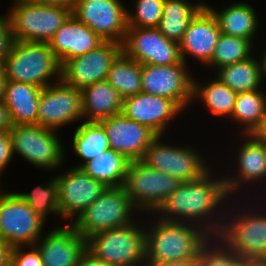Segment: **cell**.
<instances>
[{
    "mask_svg": "<svg viewBox=\"0 0 266 266\" xmlns=\"http://www.w3.org/2000/svg\"><path fill=\"white\" fill-rule=\"evenodd\" d=\"M127 10L121 0H77L72 14L104 41L123 44L128 28Z\"/></svg>",
    "mask_w": 266,
    "mask_h": 266,
    "instance_id": "7c38bea8",
    "label": "cell"
},
{
    "mask_svg": "<svg viewBox=\"0 0 266 266\" xmlns=\"http://www.w3.org/2000/svg\"><path fill=\"white\" fill-rule=\"evenodd\" d=\"M0 266H14V265H13V262H12V260L10 258L7 262H5L3 264H0Z\"/></svg>",
    "mask_w": 266,
    "mask_h": 266,
    "instance_id": "f907efd6",
    "label": "cell"
},
{
    "mask_svg": "<svg viewBox=\"0 0 266 266\" xmlns=\"http://www.w3.org/2000/svg\"><path fill=\"white\" fill-rule=\"evenodd\" d=\"M6 81L7 80L5 77L3 65L0 64V101H3V99H4V91H5Z\"/></svg>",
    "mask_w": 266,
    "mask_h": 266,
    "instance_id": "7dc6e473",
    "label": "cell"
},
{
    "mask_svg": "<svg viewBox=\"0 0 266 266\" xmlns=\"http://www.w3.org/2000/svg\"><path fill=\"white\" fill-rule=\"evenodd\" d=\"M134 221L87 238V250L111 266H144L145 231ZM139 264V265H138Z\"/></svg>",
    "mask_w": 266,
    "mask_h": 266,
    "instance_id": "5b68a950",
    "label": "cell"
},
{
    "mask_svg": "<svg viewBox=\"0 0 266 266\" xmlns=\"http://www.w3.org/2000/svg\"><path fill=\"white\" fill-rule=\"evenodd\" d=\"M183 109L173 100L148 93H138L123 99L122 113L157 136H162L169 121Z\"/></svg>",
    "mask_w": 266,
    "mask_h": 266,
    "instance_id": "d6986e66",
    "label": "cell"
},
{
    "mask_svg": "<svg viewBox=\"0 0 266 266\" xmlns=\"http://www.w3.org/2000/svg\"><path fill=\"white\" fill-rule=\"evenodd\" d=\"M25 1L41 5H62L65 7H70L72 9L77 0H25Z\"/></svg>",
    "mask_w": 266,
    "mask_h": 266,
    "instance_id": "ee69618b",
    "label": "cell"
},
{
    "mask_svg": "<svg viewBox=\"0 0 266 266\" xmlns=\"http://www.w3.org/2000/svg\"><path fill=\"white\" fill-rule=\"evenodd\" d=\"M45 222L16 192L0 191V238L12 248L34 246Z\"/></svg>",
    "mask_w": 266,
    "mask_h": 266,
    "instance_id": "9c48e42d",
    "label": "cell"
},
{
    "mask_svg": "<svg viewBox=\"0 0 266 266\" xmlns=\"http://www.w3.org/2000/svg\"><path fill=\"white\" fill-rule=\"evenodd\" d=\"M253 43L250 40L228 36L221 33L211 61L206 65L221 68L238 63L252 56Z\"/></svg>",
    "mask_w": 266,
    "mask_h": 266,
    "instance_id": "836d02e7",
    "label": "cell"
},
{
    "mask_svg": "<svg viewBox=\"0 0 266 266\" xmlns=\"http://www.w3.org/2000/svg\"><path fill=\"white\" fill-rule=\"evenodd\" d=\"M181 182L142 160L130 161L124 187L137 211L156 212Z\"/></svg>",
    "mask_w": 266,
    "mask_h": 266,
    "instance_id": "52a82bcc",
    "label": "cell"
},
{
    "mask_svg": "<svg viewBox=\"0 0 266 266\" xmlns=\"http://www.w3.org/2000/svg\"><path fill=\"white\" fill-rule=\"evenodd\" d=\"M8 15H0V64L3 65L13 43Z\"/></svg>",
    "mask_w": 266,
    "mask_h": 266,
    "instance_id": "f35d334b",
    "label": "cell"
},
{
    "mask_svg": "<svg viewBox=\"0 0 266 266\" xmlns=\"http://www.w3.org/2000/svg\"><path fill=\"white\" fill-rule=\"evenodd\" d=\"M13 126L7 106L0 101V132L9 131Z\"/></svg>",
    "mask_w": 266,
    "mask_h": 266,
    "instance_id": "7bdbcfd3",
    "label": "cell"
},
{
    "mask_svg": "<svg viewBox=\"0 0 266 266\" xmlns=\"http://www.w3.org/2000/svg\"><path fill=\"white\" fill-rule=\"evenodd\" d=\"M258 60L251 56L218 68L217 78L236 93L259 90L262 79Z\"/></svg>",
    "mask_w": 266,
    "mask_h": 266,
    "instance_id": "f546056e",
    "label": "cell"
},
{
    "mask_svg": "<svg viewBox=\"0 0 266 266\" xmlns=\"http://www.w3.org/2000/svg\"><path fill=\"white\" fill-rule=\"evenodd\" d=\"M133 210L136 212L124 186L108 187L69 224L87 239L98 232L133 222Z\"/></svg>",
    "mask_w": 266,
    "mask_h": 266,
    "instance_id": "8992f818",
    "label": "cell"
},
{
    "mask_svg": "<svg viewBox=\"0 0 266 266\" xmlns=\"http://www.w3.org/2000/svg\"><path fill=\"white\" fill-rule=\"evenodd\" d=\"M12 247L0 238V264L7 262L11 258Z\"/></svg>",
    "mask_w": 266,
    "mask_h": 266,
    "instance_id": "f6af8a7d",
    "label": "cell"
},
{
    "mask_svg": "<svg viewBox=\"0 0 266 266\" xmlns=\"http://www.w3.org/2000/svg\"><path fill=\"white\" fill-rule=\"evenodd\" d=\"M24 248V246L12 248L11 260L14 266H43L41 253L35 245L29 246L28 252L24 251Z\"/></svg>",
    "mask_w": 266,
    "mask_h": 266,
    "instance_id": "74e56055",
    "label": "cell"
},
{
    "mask_svg": "<svg viewBox=\"0 0 266 266\" xmlns=\"http://www.w3.org/2000/svg\"><path fill=\"white\" fill-rule=\"evenodd\" d=\"M184 61L175 65H142V92L175 101L182 109L193 98V79Z\"/></svg>",
    "mask_w": 266,
    "mask_h": 266,
    "instance_id": "2e32d148",
    "label": "cell"
},
{
    "mask_svg": "<svg viewBox=\"0 0 266 266\" xmlns=\"http://www.w3.org/2000/svg\"><path fill=\"white\" fill-rule=\"evenodd\" d=\"M103 41L87 25L71 14L48 42V45L61 66L69 59L92 51Z\"/></svg>",
    "mask_w": 266,
    "mask_h": 266,
    "instance_id": "7402d4cb",
    "label": "cell"
},
{
    "mask_svg": "<svg viewBox=\"0 0 266 266\" xmlns=\"http://www.w3.org/2000/svg\"><path fill=\"white\" fill-rule=\"evenodd\" d=\"M252 261L235 254L218 237L211 236L200 249L197 266H250Z\"/></svg>",
    "mask_w": 266,
    "mask_h": 266,
    "instance_id": "e575fe53",
    "label": "cell"
},
{
    "mask_svg": "<svg viewBox=\"0 0 266 266\" xmlns=\"http://www.w3.org/2000/svg\"><path fill=\"white\" fill-rule=\"evenodd\" d=\"M122 51L141 65H175L182 62L179 43L157 28L128 27Z\"/></svg>",
    "mask_w": 266,
    "mask_h": 266,
    "instance_id": "4fadbf2b",
    "label": "cell"
},
{
    "mask_svg": "<svg viewBox=\"0 0 266 266\" xmlns=\"http://www.w3.org/2000/svg\"><path fill=\"white\" fill-rule=\"evenodd\" d=\"M73 150L84 163L98 156L100 153L110 149L103 126L98 121H85L77 127L73 136Z\"/></svg>",
    "mask_w": 266,
    "mask_h": 266,
    "instance_id": "d6a6232c",
    "label": "cell"
},
{
    "mask_svg": "<svg viewBox=\"0 0 266 266\" xmlns=\"http://www.w3.org/2000/svg\"><path fill=\"white\" fill-rule=\"evenodd\" d=\"M205 3L191 4L185 0H165L157 29L167 38L179 42L191 19Z\"/></svg>",
    "mask_w": 266,
    "mask_h": 266,
    "instance_id": "83f0119b",
    "label": "cell"
},
{
    "mask_svg": "<svg viewBox=\"0 0 266 266\" xmlns=\"http://www.w3.org/2000/svg\"><path fill=\"white\" fill-rule=\"evenodd\" d=\"M16 193L45 221L50 213L60 216L58 183L55 177L46 185L35 187L31 193Z\"/></svg>",
    "mask_w": 266,
    "mask_h": 266,
    "instance_id": "d590c367",
    "label": "cell"
},
{
    "mask_svg": "<svg viewBox=\"0 0 266 266\" xmlns=\"http://www.w3.org/2000/svg\"><path fill=\"white\" fill-rule=\"evenodd\" d=\"M48 85L40 92L37 125L58 130L66 124L83 119L80 89L64 83Z\"/></svg>",
    "mask_w": 266,
    "mask_h": 266,
    "instance_id": "5bb4252c",
    "label": "cell"
},
{
    "mask_svg": "<svg viewBox=\"0 0 266 266\" xmlns=\"http://www.w3.org/2000/svg\"><path fill=\"white\" fill-rule=\"evenodd\" d=\"M55 178L58 183V204L62 218L72 217L75 220L108 188L76 167L69 169L66 173L63 172L62 175L55 176Z\"/></svg>",
    "mask_w": 266,
    "mask_h": 266,
    "instance_id": "e0dca14e",
    "label": "cell"
},
{
    "mask_svg": "<svg viewBox=\"0 0 266 266\" xmlns=\"http://www.w3.org/2000/svg\"><path fill=\"white\" fill-rule=\"evenodd\" d=\"M228 197L224 177H213L211 168L197 180L181 182L155 213L161 220L196 224L211 236H217L224 221L223 217H216L220 216L216 210Z\"/></svg>",
    "mask_w": 266,
    "mask_h": 266,
    "instance_id": "6da1fadb",
    "label": "cell"
},
{
    "mask_svg": "<svg viewBox=\"0 0 266 266\" xmlns=\"http://www.w3.org/2000/svg\"><path fill=\"white\" fill-rule=\"evenodd\" d=\"M236 96L237 93L218 78L207 82V85L204 86L193 79V98H201L200 100L215 116L226 115L230 118L234 110Z\"/></svg>",
    "mask_w": 266,
    "mask_h": 266,
    "instance_id": "1f68e13d",
    "label": "cell"
},
{
    "mask_svg": "<svg viewBox=\"0 0 266 266\" xmlns=\"http://www.w3.org/2000/svg\"><path fill=\"white\" fill-rule=\"evenodd\" d=\"M55 130L40 125H13L8 131L12 153L19 154L37 168L54 170L64 161V146Z\"/></svg>",
    "mask_w": 266,
    "mask_h": 266,
    "instance_id": "ba28073f",
    "label": "cell"
},
{
    "mask_svg": "<svg viewBox=\"0 0 266 266\" xmlns=\"http://www.w3.org/2000/svg\"><path fill=\"white\" fill-rule=\"evenodd\" d=\"M256 212L243 211L236 216L231 212L234 217L223 220L216 237L237 255L266 260V212Z\"/></svg>",
    "mask_w": 266,
    "mask_h": 266,
    "instance_id": "30bf717a",
    "label": "cell"
},
{
    "mask_svg": "<svg viewBox=\"0 0 266 266\" xmlns=\"http://www.w3.org/2000/svg\"><path fill=\"white\" fill-rule=\"evenodd\" d=\"M130 160L120 152L108 149L84 163L80 169L107 187L124 186Z\"/></svg>",
    "mask_w": 266,
    "mask_h": 266,
    "instance_id": "4316f807",
    "label": "cell"
},
{
    "mask_svg": "<svg viewBox=\"0 0 266 266\" xmlns=\"http://www.w3.org/2000/svg\"><path fill=\"white\" fill-rule=\"evenodd\" d=\"M80 91L85 121H100L122 113L123 98L107 80L86 86Z\"/></svg>",
    "mask_w": 266,
    "mask_h": 266,
    "instance_id": "d4e9b609",
    "label": "cell"
},
{
    "mask_svg": "<svg viewBox=\"0 0 266 266\" xmlns=\"http://www.w3.org/2000/svg\"><path fill=\"white\" fill-rule=\"evenodd\" d=\"M3 69L6 80L44 88L53 76L60 78L61 66L48 43L14 40Z\"/></svg>",
    "mask_w": 266,
    "mask_h": 266,
    "instance_id": "3957f363",
    "label": "cell"
},
{
    "mask_svg": "<svg viewBox=\"0 0 266 266\" xmlns=\"http://www.w3.org/2000/svg\"><path fill=\"white\" fill-rule=\"evenodd\" d=\"M250 266H266V260H253Z\"/></svg>",
    "mask_w": 266,
    "mask_h": 266,
    "instance_id": "681fc988",
    "label": "cell"
},
{
    "mask_svg": "<svg viewBox=\"0 0 266 266\" xmlns=\"http://www.w3.org/2000/svg\"><path fill=\"white\" fill-rule=\"evenodd\" d=\"M76 266H111L86 250Z\"/></svg>",
    "mask_w": 266,
    "mask_h": 266,
    "instance_id": "b9f144b4",
    "label": "cell"
},
{
    "mask_svg": "<svg viewBox=\"0 0 266 266\" xmlns=\"http://www.w3.org/2000/svg\"><path fill=\"white\" fill-rule=\"evenodd\" d=\"M145 229L146 262H170L198 258L211 235L198 225L157 218ZM147 230V231H146Z\"/></svg>",
    "mask_w": 266,
    "mask_h": 266,
    "instance_id": "7a4b0ae2",
    "label": "cell"
},
{
    "mask_svg": "<svg viewBox=\"0 0 266 266\" xmlns=\"http://www.w3.org/2000/svg\"><path fill=\"white\" fill-rule=\"evenodd\" d=\"M259 142L266 143V117L252 134Z\"/></svg>",
    "mask_w": 266,
    "mask_h": 266,
    "instance_id": "bcb514c9",
    "label": "cell"
},
{
    "mask_svg": "<svg viewBox=\"0 0 266 266\" xmlns=\"http://www.w3.org/2000/svg\"><path fill=\"white\" fill-rule=\"evenodd\" d=\"M48 232L35 244L41 253L43 266H76L87 250V239L69 224Z\"/></svg>",
    "mask_w": 266,
    "mask_h": 266,
    "instance_id": "44dd1931",
    "label": "cell"
},
{
    "mask_svg": "<svg viewBox=\"0 0 266 266\" xmlns=\"http://www.w3.org/2000/svg\"><path fill=\"white\" fill-rule=\"evenodd\" d=\"M165 0H136L135 12L127 10L128 27L157 28Z\"/></svg>",
    "mask_w": 266,
    "mask_h": 266,
    "instance_id": "8d00e7d4",
    "label": "cell"
},
{
    "mask_svg": "<svg viewBox=\"0 0 266 266\" xmlns=\"http://www.w3.org/2000/svg\"><path fill=\"white\" fill-rule=\"evenodd\" d=\"M160 138L161 136H157L153 140L141 159L148 166L175 177L180 182L197 180L211 169L195 148L166 145L161 143Z\"/></svg>",
    "mask_w": 266,
    "mask_h": 266,
    "instance_id": "8fae6325",
    "label": "cell"
},
{
    "mask_svg": "<svg viewBox=\"0 0 266 266\" xmlns=\"http://www.w3.org/2000/svg\"><path fill=\"white\" fill-rule=\"evenodd\" d=\"M263 57L261 58L259 62L260 66V74H261V79L262 81L264 80L263 77H266V51L262 55Z\"/></svg>",
    "mask_w": 266,
    "mask_h": 266,
    "instance_id": "c3c4849f",
    "label": "cell"
},
{
    "mask_svg": "<svg viewBox=\"0 0 266 266\" xmlns=\"http://www.w3.org/2000/svg\"><path fill=\"white\" fill-rule=\"evenodd\" d=\"M104 128L110 148L130 161L141 160L157 135L123 113L98 121Z\"/></svg>",
    "mask_w": 266,
    "mask_h": 266,
    "instance_id": "ac0fdd59",
    "label": "cell"
},
{
    "mask_svg": "<svg viewBox=\"0 0 266 266\" xmlns=\"http://www.w3.org/2000/svg\"><path fill=\"white\" fill-rule=\"evenodd\" d=\"M122 52V44L103 41L92 51L65 61L61 65L60 79L77 89L106 80L109 69Z\"/></svg>",
    "mask_w": 266,
    "mask_h": 266,
    "instance_id": "9a60e30c",
    "label": "cell"
},
{
    "mask_svg": "<svg viewBox=\"0 0 266 266\" xmlns=\"http://www.w3.org/2000/svg\"><path fill=\"white\" fill-rule=\"evenodd\" d=\"M221 35L219 23L212 11L204 5L191 19L179 43L182 61L186 54L207 65L213 56Z\"/></svg>",
    "mask_w": 266,
    "mask_h": 266,
    "instance_id": "ffe728a7",
    "label": "cell"
},
{
    "mask_svg": "<svg viewBox=\"0 0 266 266\" xmlns=\"http://www.w3.org/2000/svg\"><path fill=\"white\" fill-rule=\"evenodd\" d=\"M8 17L13 40L48 43L72 14L70 7L14 0Z\"/></svg>",
    "mask_w": 266,
    "mask_h": 266,
    "instance_id": "277c9868",
    "label": "cell"
},
{
    "mask_svg": "<svg viewBox=\"0 0 266 266\" xmlns=\"http://www.w3.org/2000/svg\"><path fill=\"white\" fill-rule=\"evenodd\" d=\"M246 139L239 145L237 155V176L224 177L229 195L248 183L261 181L266 178V152L264 143L259 142L252 134L245 135ZM248 137V138H247ZM244 185V186H243ZM240 187V188H239Z\"/></svg>",
    "mask_w": 266,
    "mask_h": 266,
    "instance_id": "603a6c76",
    "label": "cell"
},
{
    "mask_svg": "<svg viewBox=\"0 0 266 266\" xmlns=\"http://www.w3.org/2000/svg\"><path fill=\"white\" fill-rule=\"evenodd\" d=\"M205 5L215 15L222 34L247 39L253 43L252 39L258 28V21L257 14L251 5L245 2H236L220 12Z\"/></svg>",
    "mask_w": 266,
    "mask_h": 266,
    "instance_id": "484cf974",
    "label": "cell"
},
{
    "mask_svg": "<svg viewBox=\"0 0 266 266\" xmlns=\"http://www.w3.org/2000/svg\"><path fill=\"white\" fill-rule=\"evenodd\" d=\"M266 117V95L262 90L237 93L230 119L242 125L244 135L253 134Z\"/></svg>",
    "mask_w": 266,
    "mask_h": 266,
    "instance_id": "4dcf8cb0",
    "label": "cell"
},
{
    "mask_svg": "<svg viewBox=\"0 0 266 266\" xmlns=\"http://www.w3.org/2000/svg\"><path fill=\"white\" fill-rule=\"evenodd\" d=\"M11 139L8 131L0 132V174L13 158Z\"/></svg>",
    "mask_w": 266,
    "mask_h": 266,
    "instance_id": "ab89813d",
    "label": "cell"
},
{
    "mask_svg": "<svg viewBox=\"0 0 266 266\" xmlns=\"http://www.w3.org/2000/svg\"><path fill=\"white\" fill-rule=\"evenodd\" d=\"M41 90L29 83L6 81L3 103L13 125H37Z\"/></svg>",
    "mask_w": 266,
    "mask_h": 266,
    "instance_id": "cb8c5ba5",
    "label": "cell"
},
{
    "mask_svg": "<svg viewBox=\"0 0 266 266\" xmlns=\"http://www.w3.org/2000/svg\"><path fill=\"white\" fill-rule=\"evenodd\" d=\"M106 80L123 99L141 93L142 65L122 51L113 61Z\"/></svg>",
    "mask_w": 266,
    "mask_h": 266,
    "instance_id": "f1b7e54d",
    "label": "cell"
},
{
    "mask_svg": "<svg viewBox=\"0 0 266 266\" xmlns=\"http://www.w3.org/2000/svg\"><path fill=\"white\" fill-rule=\"evenodd\" d=\"M198 258L182 259L170 262H146L144 266H197Z\"/></svg>",
    "mask_w": 266,
    "mask_h": 266,
    "instance_id": "60d3db41",
    "label": "cell"
}]
</instances>
